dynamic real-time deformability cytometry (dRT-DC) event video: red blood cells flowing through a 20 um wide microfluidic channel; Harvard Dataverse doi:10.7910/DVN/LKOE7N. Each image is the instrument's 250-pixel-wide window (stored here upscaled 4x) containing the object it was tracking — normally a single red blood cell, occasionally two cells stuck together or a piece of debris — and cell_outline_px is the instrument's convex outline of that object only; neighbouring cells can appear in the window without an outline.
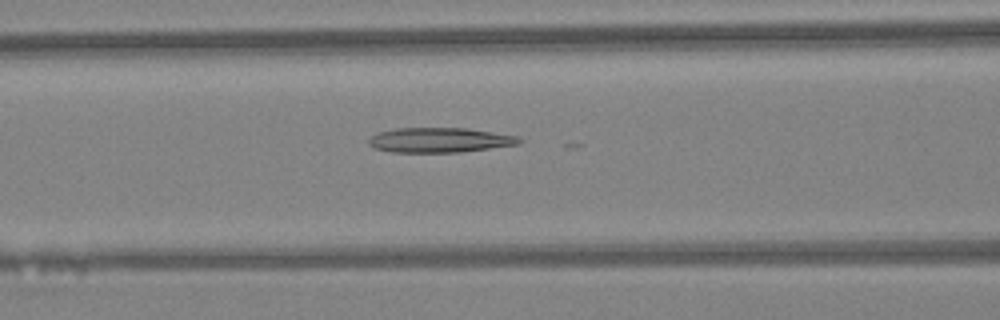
{"species": "Egyptian fruit bat (a non-hibernating species)", "species_latin": "Rousettus aegyptiacus", "temperature_condition": "warm", "stored_images_in_passage": 23, "camera_frame_rate_fps": 3000, "um_per_image_px": 0.085, "animal": {"sex": "female"}, "frame": {"image": 1, "passage_image": 19, "time_ms": 6.0, "image_size_px": [1000, 320], "cell_outline_px": [[524, 140], [520, 144], [460, 152], [392, 152], [372, 148], [368, 144], [368, 140], [372, 136], [380, 132], [396, 128], [468, 128], [516, 136]], "centroid_in_image_um": [37.36, 11.91], "position_along_channel_um": 129.2, "area_um2": 21.73}}
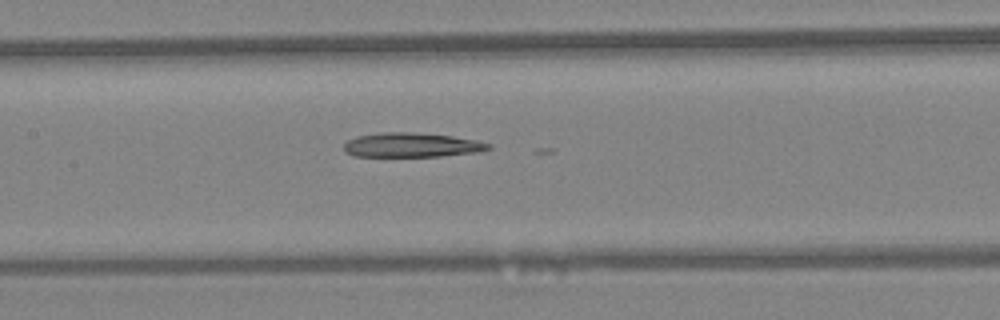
{"frame": {"image": 2, "passage_image": 22, "time_ms": 7.0, "image_size_px": [1000, 320], "cell_outline_px": [[492, 148], [480, 152], [440, 156], [356, 156], [344, 152], [344, 144], [348, 140], [356, 136], [384, 132], [412, 132], [452, 136], [476, 140], [492, 144]], "centroid_in_image_um": [35.02, 12.32], "position_along_channel_um": 172.4, "area_um2": 20.58}}